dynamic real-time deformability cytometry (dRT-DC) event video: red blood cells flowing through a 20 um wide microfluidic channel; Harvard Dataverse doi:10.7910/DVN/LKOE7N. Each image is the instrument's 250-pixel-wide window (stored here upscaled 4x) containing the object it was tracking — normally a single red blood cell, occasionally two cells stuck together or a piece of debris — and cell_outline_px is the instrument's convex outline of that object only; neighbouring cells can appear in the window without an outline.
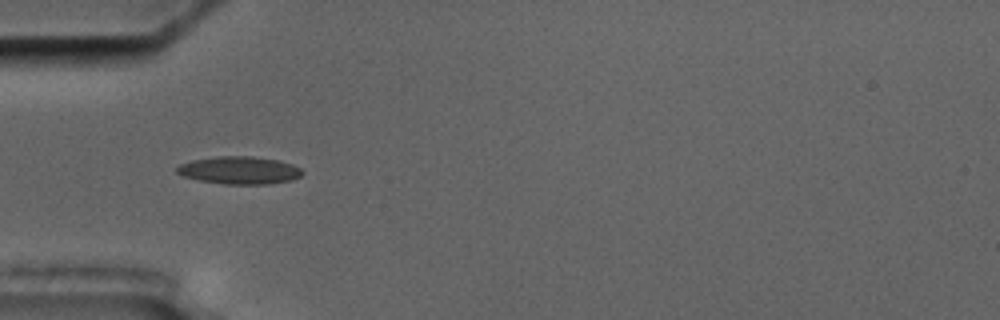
{"species": "common noctule bat (a hibernating species)", "species_latin": "Nyctalus noctula", "temperature_condition": "cold", "stored_images_in_passage": 2, "camera_frame_rate_fps": 3000, "um_per_image_px": 0.085, "animal": {"sex": "male", "body_mass_g": 17.5, "forearm_length_mm": 52.3}, "frame": {"image": 1, "passage_image": 1, "time_ms": 0.0, "image_size_px": [1000, 320], "cell_outline_px": [[304, 172], [300, 176], [292, 180], [268, 184], [224, 184], [200, 180], [184, 176], [176, 172], [176, 168], [180, 164], [192, 160], [216, 156], [252, 156], [280, 160], [292, 164], [300, 168]], "centroid_in_image_um": [20.37, 14.46], "position_along_channel_um": 64.6, "area_um2": 20.23}}